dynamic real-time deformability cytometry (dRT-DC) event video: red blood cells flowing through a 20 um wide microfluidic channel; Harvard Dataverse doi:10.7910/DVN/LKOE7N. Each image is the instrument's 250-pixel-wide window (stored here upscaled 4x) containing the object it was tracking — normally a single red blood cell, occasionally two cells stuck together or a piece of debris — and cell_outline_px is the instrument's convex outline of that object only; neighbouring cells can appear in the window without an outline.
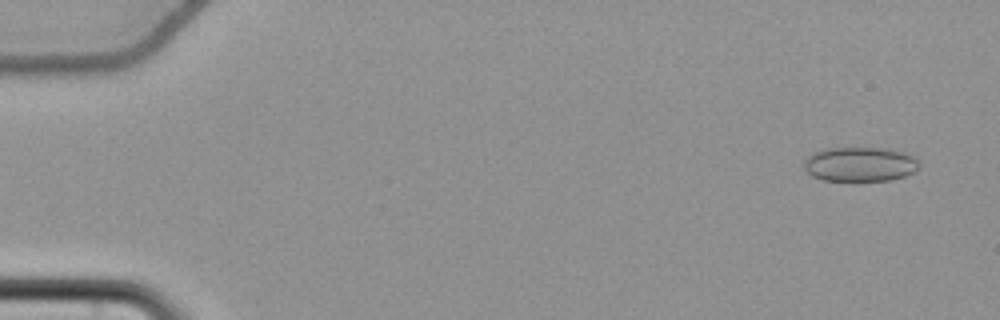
{"species": "common noctule bat (a hibernating species)", "species_latin": "Nyctalus noctula", "temperature_condition": "cold", "stored_images_in_passage": 20, "camera_frame_rate_fps": 3000, "um_per_image_px": 0.085, "animal": {"sex": "female", "body_mass_g": 22.7, "forearm_length_mm": 54.2}, "frame": {"image": 1, "passage_image": 4, "time_ms": 1.0, "image_size_px": [1000, 320], "cell_outline_px": [[920, 168], [904, 176], [892, 180], [824, 180], [812, 176], [804, 168], [804, 160], [808, 156], [816, 152], [828, 148], [888, 148], [904, 152], [912, 156], [920, 164]], "centroid_in_image_um": [73.11, 13.95], "position_along_channel_um": 11.9, "area_um2": 23.0}}